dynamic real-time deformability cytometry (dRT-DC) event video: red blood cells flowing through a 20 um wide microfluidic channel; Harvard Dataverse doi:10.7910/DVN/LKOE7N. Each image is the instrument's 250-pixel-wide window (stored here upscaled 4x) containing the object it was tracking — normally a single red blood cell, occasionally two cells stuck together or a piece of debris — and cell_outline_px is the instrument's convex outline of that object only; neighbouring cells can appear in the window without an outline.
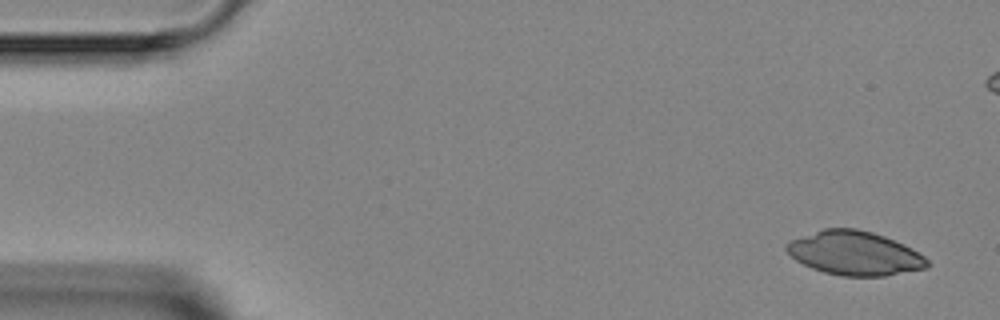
{"species": "Egyptian fruit bat (a non-hibernating species)", "species_latin": "Rousettus aegyptiacus", "temperature_condition": "room temperature", "stored_images_in_passage": 4, "camera_frame_rate_fps": 3000, "um_per_image_px": 0.085, "animal": {"sex": "female"}, "frame": {"image": 1, "passage_image": 1, "time_ms": 0.0, "image_size_px": [1000, 320], "cell_outline_px": [[932, 264], [928, 268], [884, 276], [840, 276], [824, 272], [812, 268], [796, 260], [784, 248], [784, 244], [788, 240], [824, 228], [856, 228], [872, 232], [884, 236], [904, 244], [912, 248], [924, 256]], "centroid_in_image_um": [72.65, 21.52], "position_along_channel_um": 12.4, "area_um2": 36.3}}